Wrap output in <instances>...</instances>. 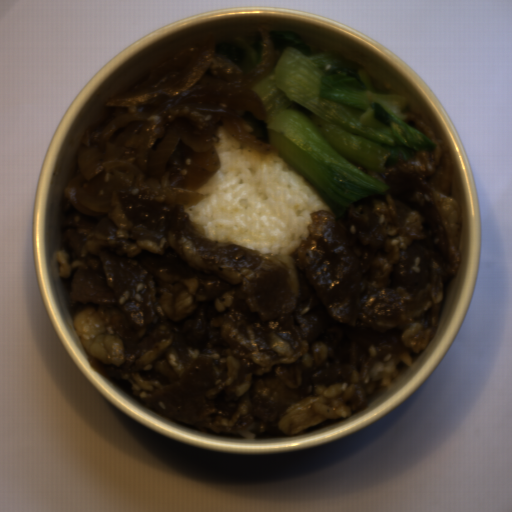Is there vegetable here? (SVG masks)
<instances>
[{"label": "vegetable", "instance_id": "1", "mask_svg": "<svg viewBox=\"0 0 512 512\" xmlns=\"http://www.w3.org/2000/svg\"><path fill=\"white\" fill-rule=\"evenodd\" d=\"M279 52L273 71L250 87L260 96L270 141L335 218L392 185L386 163H404L435 140L407 124L405 97L376 93L366 67L294 30L270 29ZM355 164V165H354Z\"/></svg>", "mask_w": 512, "mask_h": 512}, {"label": "vegetable", "instance_id": "2", "mask_svg": "<svg viewBox=\"0 0 512 512\" xmlns=\"http://www.w3.org/2000/svg\"><path fill=\"white\" fill-rule=\"evenodd\" d=\"M215 52L233 63L242 73L248 72L263 52L260 31H246L217 42Z\"/></svg>", "mask_w": 512, "mask_h": 512}]
</instances>
